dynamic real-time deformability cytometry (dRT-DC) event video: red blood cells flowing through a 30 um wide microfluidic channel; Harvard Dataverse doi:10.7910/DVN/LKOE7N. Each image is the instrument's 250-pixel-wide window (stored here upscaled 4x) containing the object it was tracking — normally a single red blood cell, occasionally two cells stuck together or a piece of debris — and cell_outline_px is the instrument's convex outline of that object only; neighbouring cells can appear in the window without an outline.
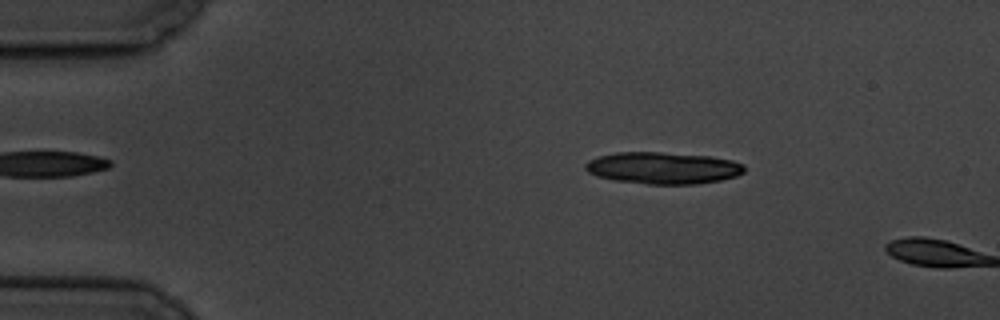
{"species": "common noctule bat (a hibernating species)", "species_latin": "Nyctalus noctula", "temperature_condition": "cold", "stored_images_in_passage": 4, "camera_frame_rate_fps": 3000, "um_per_image_px": 0.085, "animal": {"sex": "male", "body_mass_g": 19.5, "forearm_length_mm": 54.6}, "frame": {"image": 1, "passage_image": 3, "time_ms": 2.333, "image_size_px": [1000, 320], "cell_outline_px": [[744, 172], [736, 176], [720, 180], [696, 184], [648, 184], [616, 180], [596, 176], [588, 172], [584, 168], [584, 164], [588, 160], [600, 156], [616, 152], [660, 152], [712, 156], [732, 160], [744, 164]], "centroid_in_image_um": [56.35, 14.27], "position_along_channel_um": 28.6, "area_um2": 29.54}}